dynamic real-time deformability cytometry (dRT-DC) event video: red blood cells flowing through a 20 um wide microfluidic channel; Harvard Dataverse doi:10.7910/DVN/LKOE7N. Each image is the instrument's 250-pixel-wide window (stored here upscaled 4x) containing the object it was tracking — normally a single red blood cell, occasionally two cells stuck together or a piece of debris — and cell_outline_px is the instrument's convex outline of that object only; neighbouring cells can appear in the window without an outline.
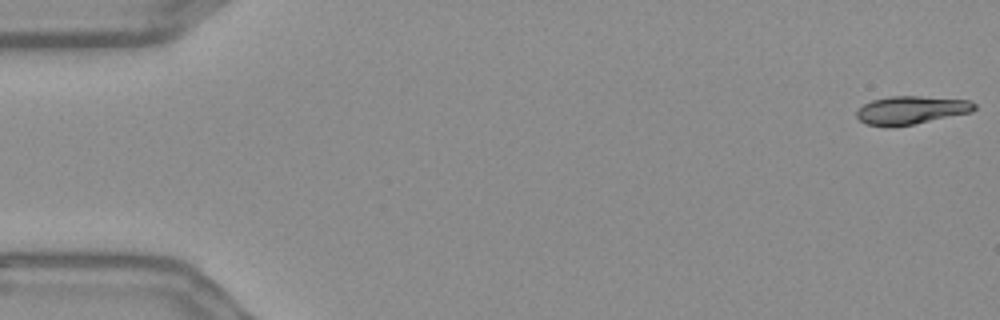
{"species": "Egyptian fruit bat (a non-hibernating species)", "species_latin": "Rousettus aegyptiacus", "temperature_condition": "warm", "stored_images_in_passage": 51, "camera_frame_rate_fps": 3000, "um_per_image_px": 0.085, "frame": {"image": 1, "passage_image": 1, "time_ms": 0.0, "image_size_px": [1000, 320], "cell_outline_px": [[976, 108], [972, 112], [892, 128], [888, 128], [864, 124], [856, 116], [856, 112], [864, 104], [872, 100], [892, 96], [916, 96], [968, 100], [976, 104]], "centroid_in_image_um": [77.41, 9.38], "position_along_channel_um": 7.6, "area_um2": 19.36}}
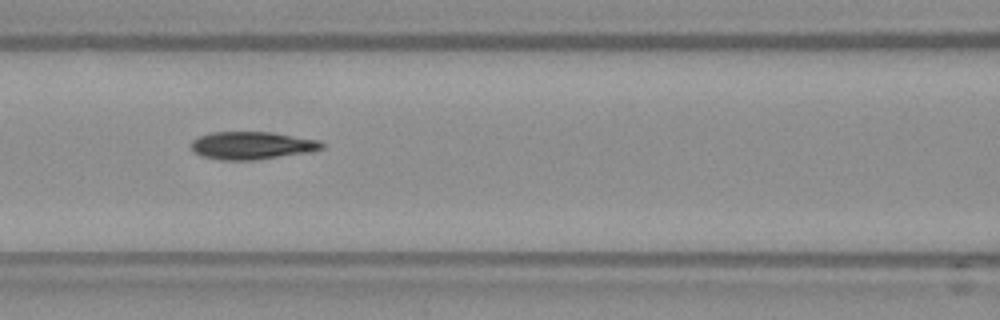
{"frame": {"image": 2, "passage_image": 24, "time_ms": 7.667, "image_size_px": [1000, 320], "cell_outline_px": [[324, 148], [312, 152], [256, 160], [220, 160], [200, 156], [192, 148], [192, 140], [200, 136], [212, 132], [272, 132], [320, 140], [324, 144]], "centroid_in_image_um": [21.46, 12.37], "position_along_channel_um": 145.1, "area_um2": 21.27}}
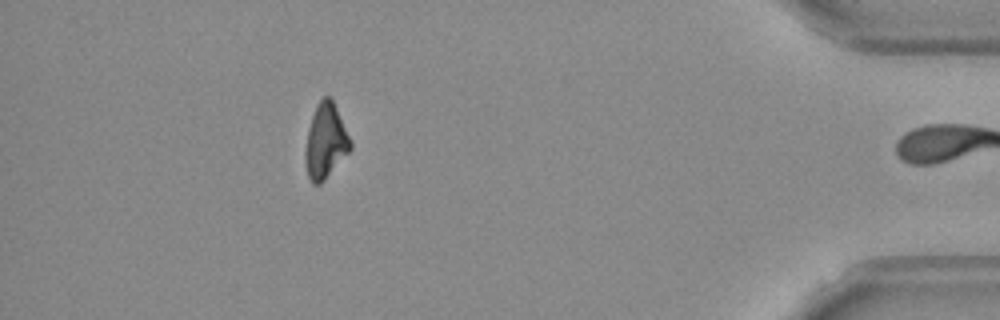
{"frame": {"image": 3, "passage_image": 50, "time_ms": 16.333, "image_size_px": [1000, 320], "cell_outline_px": [[352, 148], [324, 180], [320, 184], [312, 184], [308, 176], [304, 164], [304, 152], [308, 128], [316, 104], [324, 96], [328, 96], [332, 100], [336, 108], [352, 144]], "centroid_in_image_um": [27.63, 12.03], "position_along_channel_um": 407.6, "area_um2": 19.48}, "authors_computed_cell_mechanics": {"area_um2": 20.6924, "velocity_mm_per_s": 3.6492, "shape_relaxation_time_tau1_ms": 9.0143, "shape_relaxation_time_tau2_ms": 8.9568, "deformation_change_tau1": 0.198, "deformation_change_tau2": 0.1429}}